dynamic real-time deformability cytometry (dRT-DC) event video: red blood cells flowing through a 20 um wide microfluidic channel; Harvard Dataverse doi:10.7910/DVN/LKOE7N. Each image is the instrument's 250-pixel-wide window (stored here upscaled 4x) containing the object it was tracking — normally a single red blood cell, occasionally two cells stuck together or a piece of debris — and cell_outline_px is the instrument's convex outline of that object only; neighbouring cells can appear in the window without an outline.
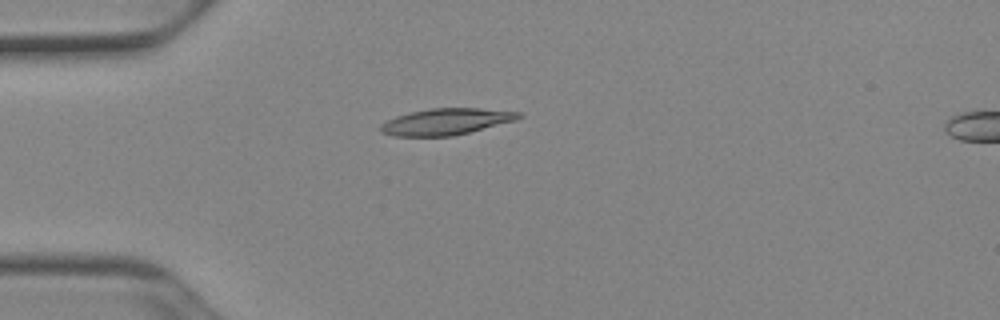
{"species": "Egyptian fruit bat (a non-hibernating species)", "species_latin": "Rousettus aegyptiacus", "temperature_condition": "cold", "stored_images_in_passage": 39, "camera_frame_rate_fps": 3000, "um_per_image_px": 0.085, "animal": {"sex": "female"}, "frame": {"image": 1, "passage_image": 1, "time_ms": 0.0, "image_size_px": [1000, 320], "cell_outline_px": [[524, 116], [516, 120], [452, 136], [392, 136], [380, 132], [380, 124], [396, 116], [408, 112], [432, 108], [480, 108], [520, 112]], "centroid_in_image_um": [37.89, 10.33], "position_along_channel_um": 47.1, "area_um2": 21.21}}
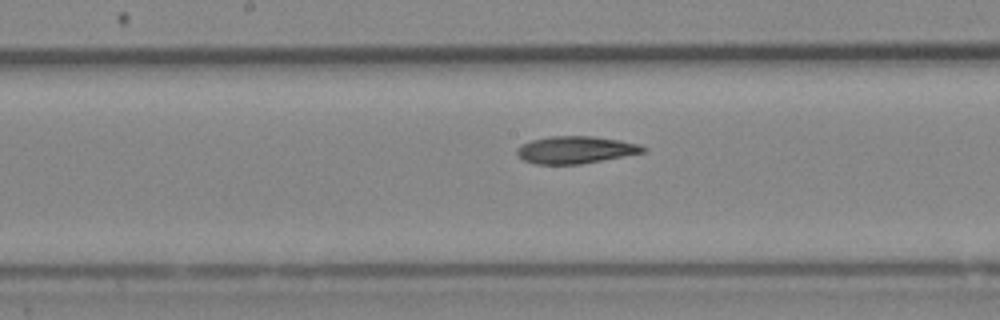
{"frame": {"image": 2, "passage_image": 14, "time_ms": 4.333, "image_size_px": [1000, 320], "cell_outline_px": [[648, 148], [644, 152], [624, 156], [580, 164], [532, 164], [524, 160], [516, 152], [516, 148], [532, 140], [548, 136], [592, 136], [620, 140], [640, 144]], "centroid_in_image_um": [48.93, 12.73], "position_along_channel_um": 199.3, "area_um2": 20.0}}
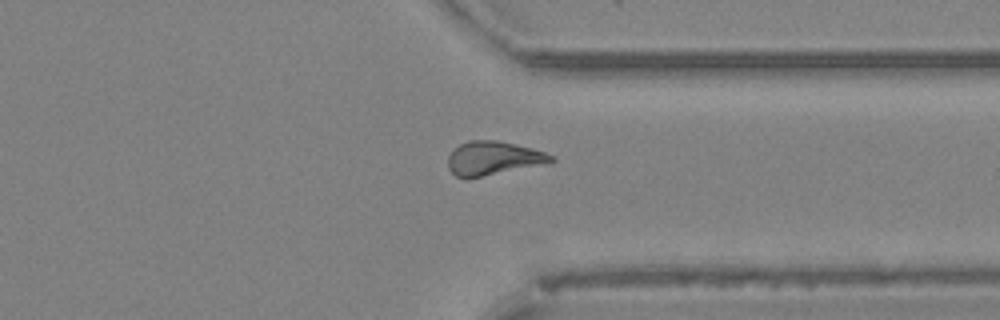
{"frame": {"image": 3, "passage_image": 27, "time_ms": 8.667, "image_size_px": [1000, 320], "cell_outline_px": [[556, 160], [544, 164], [468, 180], [464, 180], [456, 176], [448, 168], [448, 156], [460, 144], [468, 140], [500, 140], [532, 148], [556, 156]], "centroid_in_image_um": [41.93, 13.47], "position_along_channel_um": 369.5, "area_um2": 20.69}, "authors_computed_cell_mechanics": {"area_um2": 20.1722, "velocity_mm_per_s": 3.9191, "shape_relaxation_time_tau1_ms": 5.1813, "shape_relaxation_time_tau2_ms": 5.9124, "deformation_change_tau1": 0.1453, "deformation_change_tau2": 0.1292}}